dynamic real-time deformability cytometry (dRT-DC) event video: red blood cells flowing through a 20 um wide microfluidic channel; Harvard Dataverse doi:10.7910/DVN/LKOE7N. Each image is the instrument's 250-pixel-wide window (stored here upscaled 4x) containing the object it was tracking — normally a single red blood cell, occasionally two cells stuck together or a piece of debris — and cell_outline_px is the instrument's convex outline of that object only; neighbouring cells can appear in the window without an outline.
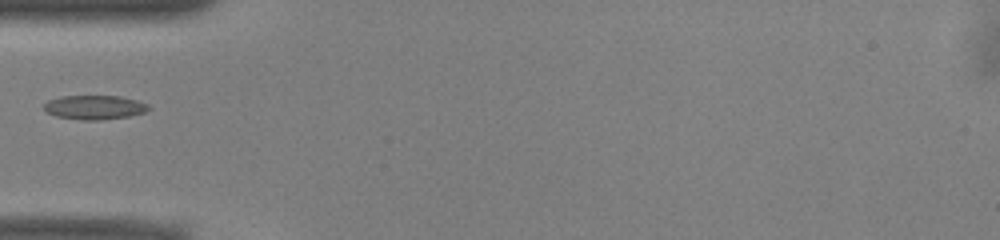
{"species": "common noctule bat (a hibernating species)", "species_latin": "Nyctalus noctula", "temperature_condition": "warm", "stored_images_in_passage": 29, "camera_frame_rate_fps": 3000, "um_per_image_px": 0.085, "animal": {"sex": "male", "body_mass_g": 13.0, "forearm_length_mm": 53.1}, "frame": {"image": 1, "passage_image": 1, "time_ms": 0.0, "image_size_px": [1000, 240], "cell_outline_px": [[152, 108], [144, 112], [128, 116], [100, 120], [84, 120], [56, 116], [48, 112], [44, 108], [44, 104], [48, 100], [60, 96], [120, 96], [136, 100], [148, 104]], "centroid_in_image_um": [8.05, 9.11], "position_along_channel_um": 77.0, "area_um2": 14.62}}
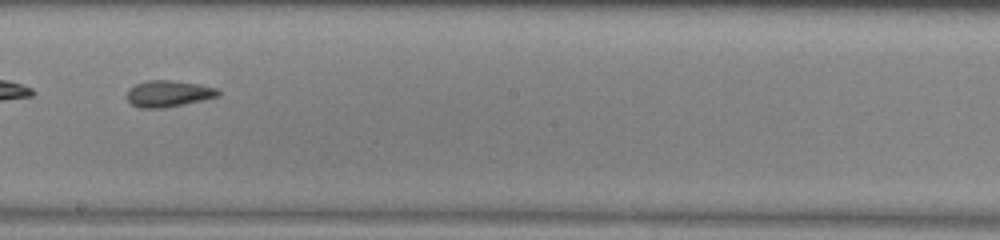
{"frame": {"image": 2, "passage_image": 13, "time_ms": 4.0, "image_size_px": [1000, 240], "cell_outline_px": [[220, 96], [204, 100], [164, 108], [140, 108], [132, 104], [128, 100], [128, 88], [136, 84], [148, 80], [172, 80], [196, 84], [216, 88], [220, 92]], "centroid_in_image_um": [14.32, 7.96], "position_along_channel_um": 233.9, "area_um2": 13.99}}